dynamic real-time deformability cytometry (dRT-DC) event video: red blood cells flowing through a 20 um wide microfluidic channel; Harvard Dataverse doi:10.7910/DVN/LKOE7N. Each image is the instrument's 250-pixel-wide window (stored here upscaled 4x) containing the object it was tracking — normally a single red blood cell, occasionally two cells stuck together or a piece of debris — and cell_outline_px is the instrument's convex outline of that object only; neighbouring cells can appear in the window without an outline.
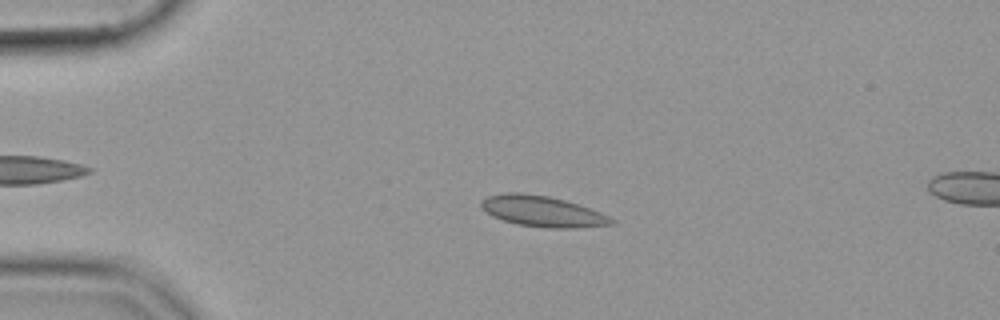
{"species": "common noctule bat (a hibernating species)", "species_latin": "Nyctalus noctula", "temperature_condition": "cold", "stored_images_in_passage": 54, "camera_frame_rate_fps": 3000, "um_per_image_px": 0.085, "animal": {"sex": "female", "body_mass_g": 19.9}, "frame": {"image": 1, "passage_image": 12, "time_ms": 3.667, "image_size_px": [1000, 320], "cell_outline_px": [[616, 220], [612, 224], [576, 228], [544, 228], [516, 224], [492, 216], [480, 204], [480, 200], [488, 196], [508, 192], [520, 192], [548, 196], [564, 200], [600, 212]], "centroid_in_image_um": [46.09, 17.97], "position_along_channel_um": 38.9, "area_um2": 23.18}}
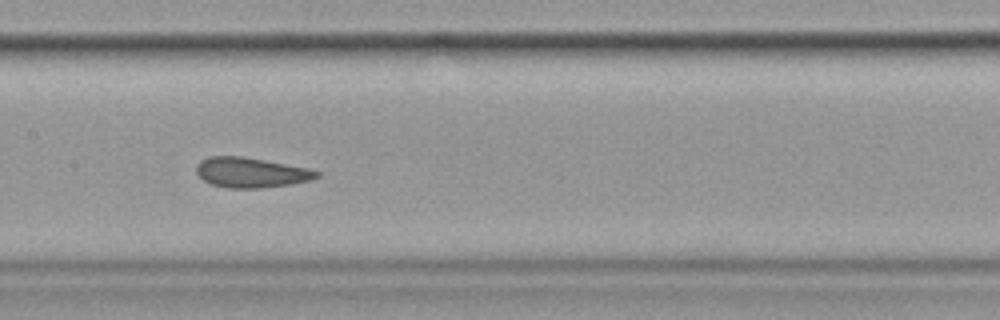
{"frame": {"image": 2, "passage_image": 27, "time_ms": 8.667, "image_size_px": [1000, 320], "cell_outline_px": [[320, 176], [308, 180], [288, 184], [260, 188], [228, 188], [212, 184], [204, 180], [196, 172], [196, 164], [200, 160], [208, 156], [240, 156], [264, 160], [308, 168], [320, 172]], "centroid_in_image_um": [21.29, 14.65], "position_along_channel_um": 186.1, "area_um2": 20.87}}
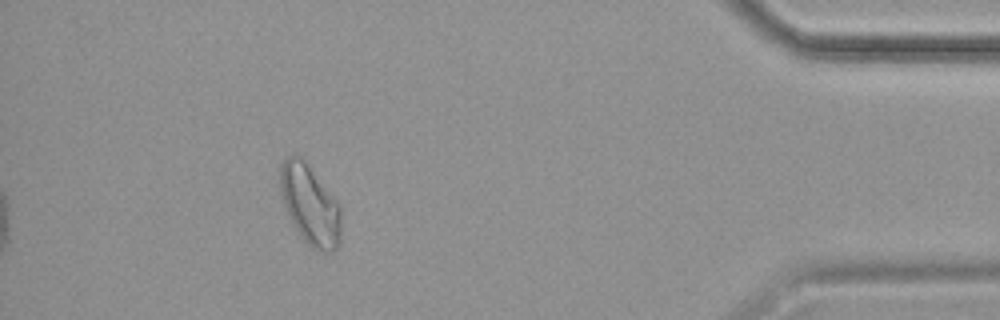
{"frame": {"image": 3, "passage_image": 49, "time_ms": 16.0, "image_size_px": [1000, 320], "cell_outline_px": [[340, 244], [332, 252], [324, 252], [312, 248], [300, 236], [292, 224], [288, 216], [280, 192], [280, 164], [288, 156], [296, 152], [304, 160], [340, 204]], "centroid_in_image_um": [26.34, 17.41], "position_along_channel_um": 408.9, "area_um2": 28.5}}